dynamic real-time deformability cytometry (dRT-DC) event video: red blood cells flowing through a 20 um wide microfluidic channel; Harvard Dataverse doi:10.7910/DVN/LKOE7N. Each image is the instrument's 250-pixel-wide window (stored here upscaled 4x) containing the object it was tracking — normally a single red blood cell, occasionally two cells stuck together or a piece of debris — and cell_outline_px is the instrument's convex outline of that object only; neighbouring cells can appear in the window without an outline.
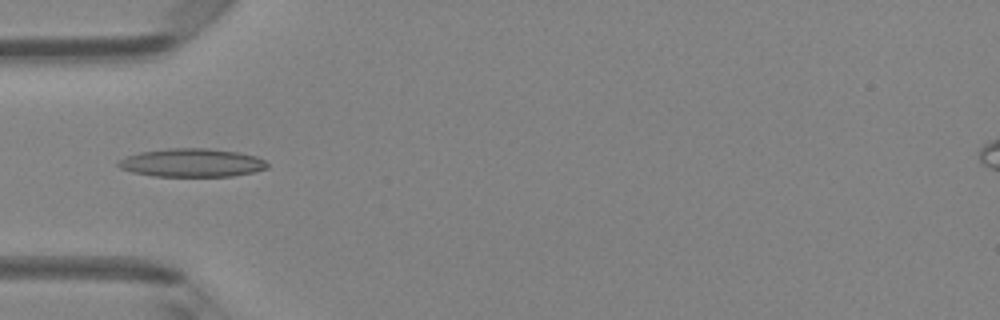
{"species": "Egyptian fruit bat (a non-hibernating species)", "species_latin": "Rousettus aegyptiacus", "temperature_condition": "room temperature", "stored_images_in_passage": 4, "camera_frame_rate_fps": 3000, "um_per_image_px": 0.085, "animal": {"sex": "female"}, "frame": {"image": 1, "passage_image": 4, "time_ms": 1.0, "image_size_px": [1000, 320], "cell_outline_px": [[268, 168], [252, 172], [232, 176], [152, 176], [132, 172], [120, 168], [116, 164], [116, 160], [124, 156], [140, 152], [168, 148], [208, 148], [240, 152], [256, 156], [264, 160], [268, 164]], "centroid_in_image_um": [16.26, 13.83], "position_along_channel_um": 68.7, "area_um2": 24.85}}